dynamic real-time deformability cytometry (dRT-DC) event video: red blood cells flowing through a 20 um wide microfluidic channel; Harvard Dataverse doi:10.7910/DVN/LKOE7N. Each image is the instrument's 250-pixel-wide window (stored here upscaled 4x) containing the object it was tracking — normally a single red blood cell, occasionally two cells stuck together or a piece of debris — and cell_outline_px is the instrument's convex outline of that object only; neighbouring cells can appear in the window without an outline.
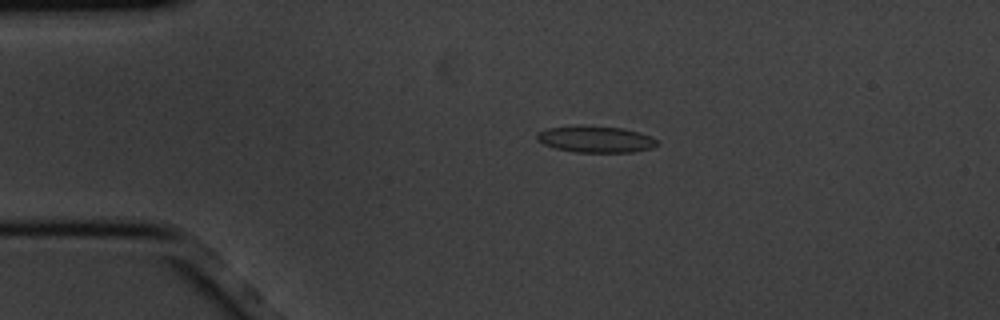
{"species": "common noctule bat (a hibernating species)", "species_latin": "Nyctalus noctula", "temperature_condition": "cold", "stored_images_in_passage": 6, "camera_frame_rate_fps": 3000, "um_per_image_px": 0.085, "animal": {"sex": "male", "body_mass_g": 20.1, "forearm_length_mm": 53.5}, "frame": {"image": 1, "passage_image": 4, "time_ms": 1.0, "image_size_px": [1000, 320], "cell_outline_px": [[660, 144], [652, 148], [632, 152], [576, 152], [556, 148], [544, 144], [536, 140], [536, 136], [540, 132], [548, 128], [580, 124], [624, 128], [640, 132], [656, 140]], "centroid_in_image_um": [50.63, 11.82], "position_along_channel_um": 34.4, "area_um2": 18.73}}
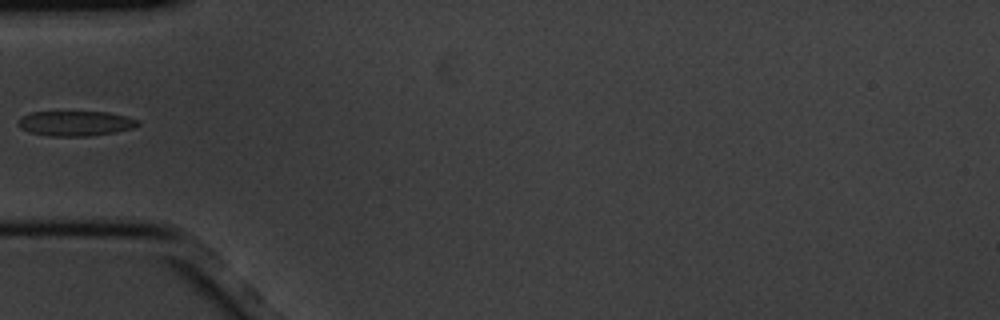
{"frame": {"image": 2, "passage_image": 6, "time_ms": 1.667, "image_size_px": [1000, 320], "cell_outline_px": [[140, 124], [132, 128], [116, 132], [88, 136], [48, 136], [28, 132], [20, 128], [16, 124], [24, 116], [32, 112], [108, 112], [140, 120]], "centroid_in_image_um": [6.42, 10.49], "position_along_channel_um": 78.6, "area_um2": 17.4}}